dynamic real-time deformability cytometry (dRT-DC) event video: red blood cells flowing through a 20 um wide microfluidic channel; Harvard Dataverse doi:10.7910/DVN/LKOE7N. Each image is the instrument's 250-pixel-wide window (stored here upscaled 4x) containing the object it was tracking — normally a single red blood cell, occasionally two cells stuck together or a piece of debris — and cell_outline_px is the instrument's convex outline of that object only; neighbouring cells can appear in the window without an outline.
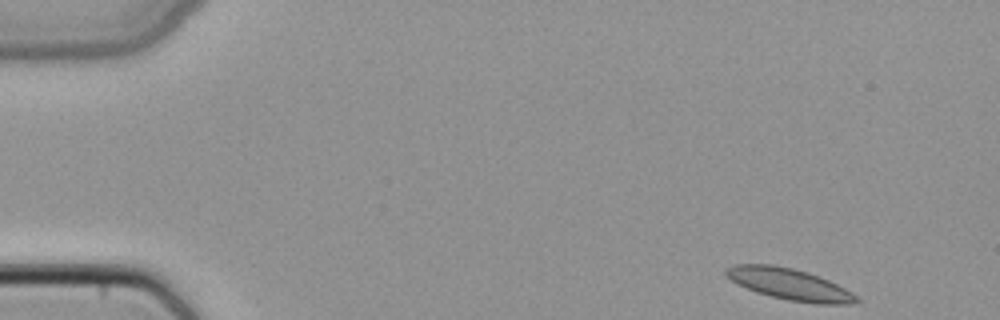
{"species": "common noctule bat (a hibernating species)", "species_latin": "Nyctalus noctula", "temperature_condition": "cold", "stored_images_in_passage": 46, "camera_frame_rate_fps": 3000, "um_per_image_px": 0.085, "animal": {"sex": "female", "body_mass_g": 22.7, "forearm_length_mm": 54.2}, "frame": {"image": 1, "passage_image": 1, "time_ms": 0.0, "image_size_px": [1000, 320], "cell_outline_px": [[860, 300], [856, 304], [816, 304], [788, 300], [756, 292], [736, 284], [724, 272], [724, 268], [732, 264], [772, 264], [792, 268], [808, 272], [820, 276], [852, 292]], "centroid_in_image_um": [67.1, 24.15], "position_along_channel_um": 17.9, "area_um2": 23.99}}
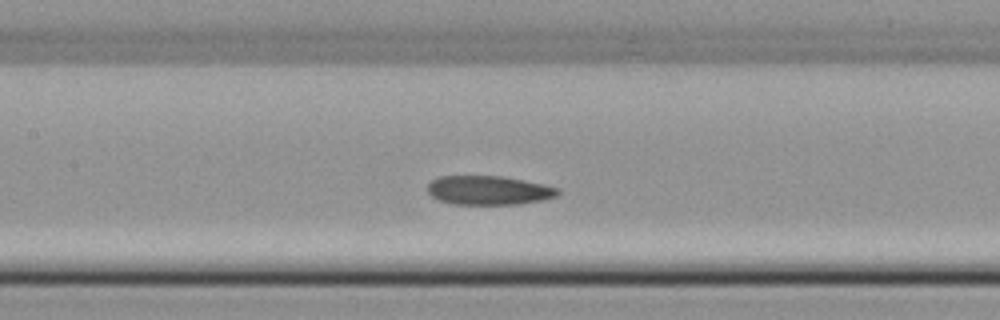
{"frame": {"image": 2, "passage_image": 20, "time_ms": 6.333, "image_size_px": [1000, 320], "cell_outline_px": [[560, 192], [556, 196], [540, 200], [516, 204], [456, 204], [440, 200], [432, 196], [428, 192], [428, 184], [432, 180], [440, 176], [500, 176], [544, 184], [560, 188]], "centroid_in_image_um": [41.54, 16.17], "position_along_channel_um": 165.9, "area_um2": 21.79}}
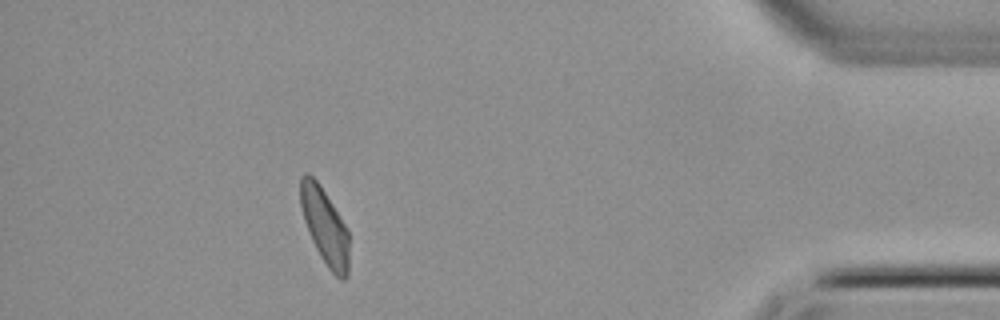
{"frame": {"image": 3, "passage_image": 41, "time_ms": 13.333, "image_size_px": [1000, 320], "cell_outline_px": [[348, 276], [344, 280], [340, 280], [328, 268], [320, 256], [312, 240], [304, 220], [300, 204], [300, 176], [304, 172], [308, 172], [320, 184], [348, 228]], "centroid_in_image_um": [27.61, 19.21], "position_along_channel_um": 407.6, "area_um2": 21.68}}